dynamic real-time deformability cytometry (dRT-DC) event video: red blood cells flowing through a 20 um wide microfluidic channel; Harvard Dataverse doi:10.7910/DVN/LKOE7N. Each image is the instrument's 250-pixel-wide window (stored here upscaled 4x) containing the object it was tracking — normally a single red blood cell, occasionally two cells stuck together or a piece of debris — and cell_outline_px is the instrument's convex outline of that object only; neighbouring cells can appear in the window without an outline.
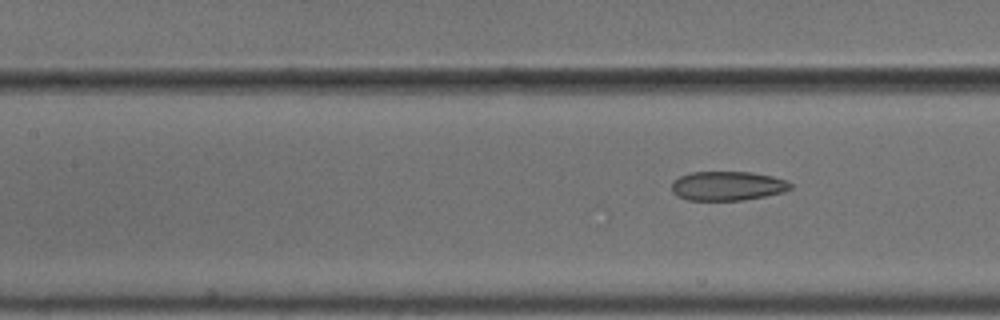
{"species": "common noctule bat (a hibernating species)", "species_latin": "Nyctalus noctula", "temperature_condition": "cold", "stored_images_in_passage": 5, "segment_of_instrument_passage": [2, 2], "camera_frame_rate_fps": 3000, "um_per_image_px": 0.085, "animal": {"sex": "male", "body_mass_g": 18.8}, "frame": {"image": 1, "passage_image": 5, "time_ms": 1.333, "image_size_px": [1000, 320], "cell_outline_px": [[792, 188], [784, 192], [744, 200], [688, 200], [676, 196], [672, 192], [672, 180], [680, 176], [692, 172], [752, 172], [772, 176], [788, 180], [792, 184]], "centroid_in_image_um": [61.84, 15.8], "position_along_channel_um": 145.6, "area_um2": 20.4}}